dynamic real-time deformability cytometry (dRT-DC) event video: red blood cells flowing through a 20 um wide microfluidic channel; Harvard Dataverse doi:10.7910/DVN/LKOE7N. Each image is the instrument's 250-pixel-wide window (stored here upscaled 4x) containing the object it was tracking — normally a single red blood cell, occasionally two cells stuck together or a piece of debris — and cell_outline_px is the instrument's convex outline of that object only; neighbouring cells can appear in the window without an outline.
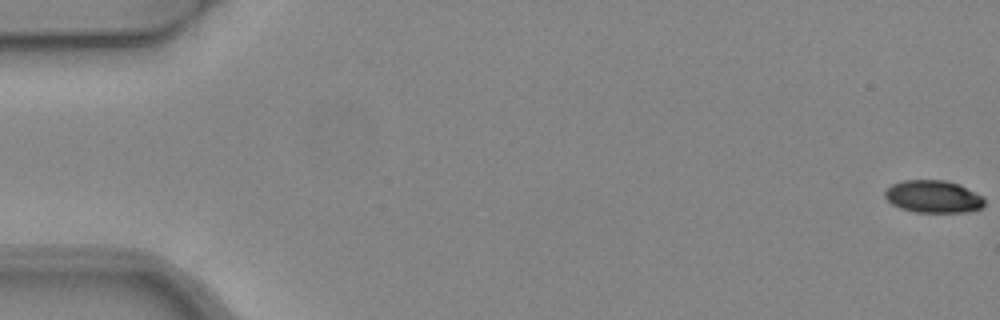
{"species": "common noctule bat (a hibernating species)", "species_latin": "Nyctalus noctula", "temperature_condition": "warm", "stored_images_in_passage": 5, "camera_frame_rate_fps": 3000, "um_per_image_px": 0.085, "animal": {"sex": "female", "body_mass_g": 24.6, "forearm_length_mm": 56.2}, "frame": {"image": 1, "passage_image": 1, "time_ms": 0.0, "image_size_px": [1000, 320], "cell_outline_px": [[984, 204], [980, 208], [964, 212], [916, 212], [900, 208], [892, 204], [884, 196], [884, 192], [892, 184], [904, 180], [944, 180], [960, 184], [984, 196]], "centroid_in_image_um": [79.33, 16.7], "position_along_channel_um": 5.7, "area_um2": 18.84}}
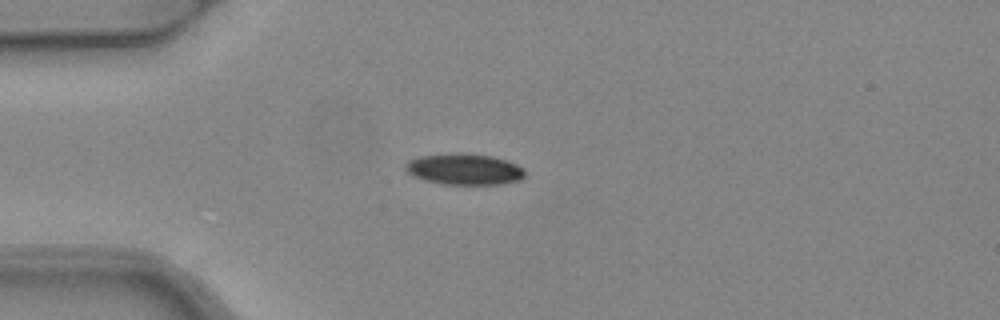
{"frame": {"image": 2, "passage_image": 5, "time_ms": 1.333, "image_size_px": [1000, 320], "cell_outline_px": [[524, 176], [520, 180], [504, 184], [444, 184], [424, 180], [412, 176], [404, 168], [404, 164], [408, 160], [420, 156], [460, 152], [492, 156], [516, 164], [524, 168]], "centroid_in_image_um": [39.44, 14.38], "position_along_channel_um": 45.6, "area_um2": 21.79}}